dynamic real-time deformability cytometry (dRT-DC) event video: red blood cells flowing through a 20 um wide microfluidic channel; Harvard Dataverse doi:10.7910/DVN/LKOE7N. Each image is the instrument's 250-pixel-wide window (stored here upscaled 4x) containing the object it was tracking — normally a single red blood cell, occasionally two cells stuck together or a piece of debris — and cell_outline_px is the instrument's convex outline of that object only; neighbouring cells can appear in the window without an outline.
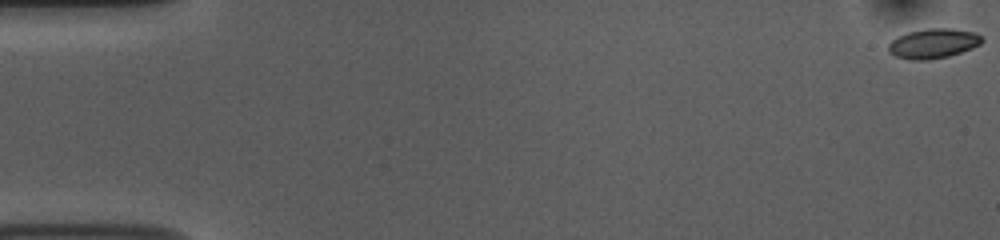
{"species": "common noctule bat (a hibernating species)", "species_latin": "Nyctalus noctula", "temperature_condition": "room temperature", "stored_images_in_passage": 54, "camera_frame_rate_fps": 3000, "um_per_image_px": 0.085, "animal": {"sex": "female", "body_mass_g": 10.0, "forearm_length_mm": 53.1}, "frame": {"image": 1, "passage_image": 1, "time_ms": 0.0, "image_size_px": [1000, 240], "cell_outline_px": [[984, 40], [980, 44], [972, 48], [948, 56], [928, 60], [908, 60], [896, 56], [888, 52], [888, 44], [892, 40], [908, 32], [928, 28], [948, 28], [976, 32]], "centroid_in_image_um": [79.32, 3.7], "position_along_channel_um": 5.7, "area_um2": 16.18}}
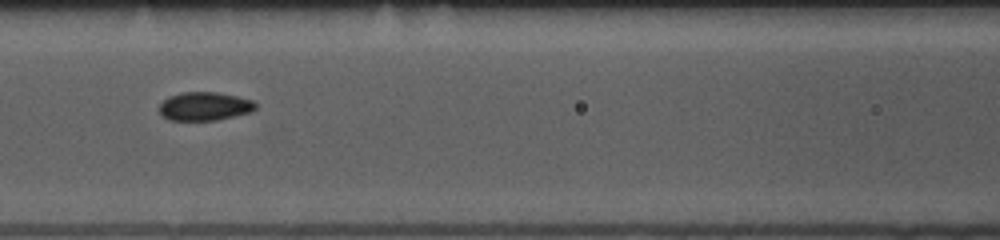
{"frame": {"image": 2, "passage_image": 24, "time_ms": 7.667, "image_size_px": [1000, 240], "cell_outline_px": [[256, 108], [252, 112], [216, 120], [168, 120], [160, 116], [160, 104], [168, 96], [180, 92], [216, 92], [236, 96], [252, 100], [256, 104]], "centroid_in_image_um": [17.36, 9.03], "position_along_channel_um": 149.2, "area_um2": 16.07}}
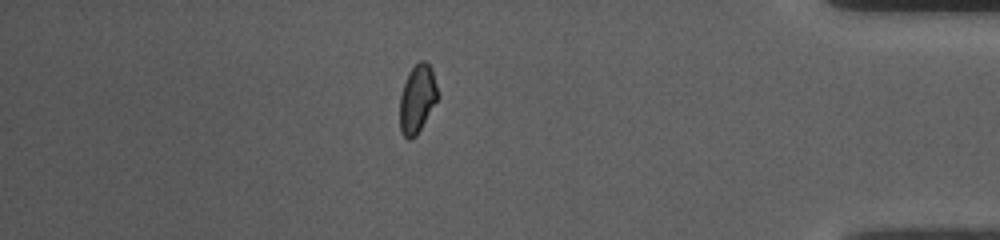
{"frame": {"image": 3, "passage_image": 47, "time_ms": 15.333, "image_size_px": [1000, 240], "cell_outline_px": [[440, 96], [416, 136], [408, 140], [400, 132], [400, 96], [408, 72], [420, 60], [424, 60], [432, 68]], "centroid_in_image_um": [35.48, 8.4], "position_along_channel_um": 399.7, "area_um2": 15.2}, "authors_computed_cell_mechanics": {"area_um2": 15.6638, "velocity_mm_per_s": 3.7647, "shape_relaxation_time_tau1_ms": 3.9263, "shape_relaxation_time_tau2_ms": 1.7763, "deformation_change_tau1": 0.0911, "deformation_change_tau2": 0.0631}}